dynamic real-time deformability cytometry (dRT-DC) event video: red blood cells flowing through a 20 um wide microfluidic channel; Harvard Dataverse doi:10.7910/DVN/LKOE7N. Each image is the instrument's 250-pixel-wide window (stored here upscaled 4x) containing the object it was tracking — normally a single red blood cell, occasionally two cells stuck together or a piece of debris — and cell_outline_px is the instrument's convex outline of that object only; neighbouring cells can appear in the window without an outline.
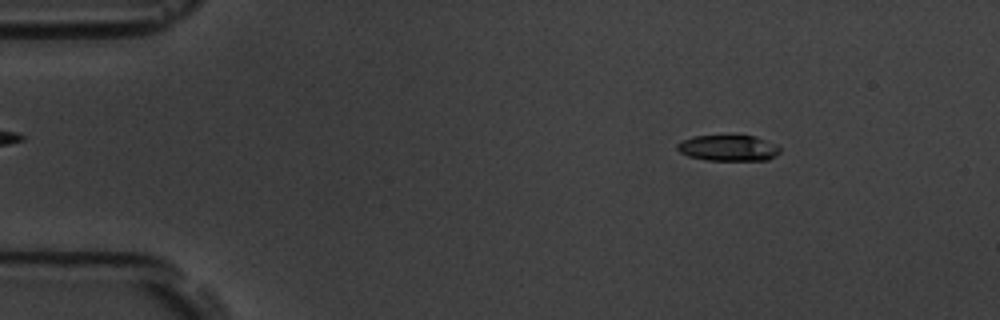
{"species": "common noctule bat (a hibernating species)", "species_latin": "Nyctalus noctula", "temperature_condition": "room temperature", "stored_images_in_passage": 3, "camera_frame_rate_fps": 3000, "um_per_image_px": 0.085, "animal": {"sex": "male", "body_mass_g": 19.5, "forearm_length_mm": 54.6}, "frame": {"image": 1, "passage_image": 1, "time_ms": 0.0, "image_size_px": [1000, 320], "cell_outline_px": [[780, 152], [776, 156], [768, 160], [708, 160], [688, 156], [680, 152], [676, 148], [676, 144], [692, 136], [756, 136], [776, 144], [780, 148]], "centroid_in_image_um": [61.93, 12.58], "position_along_channel_um": 23.1, "area_um2": 15.49}}
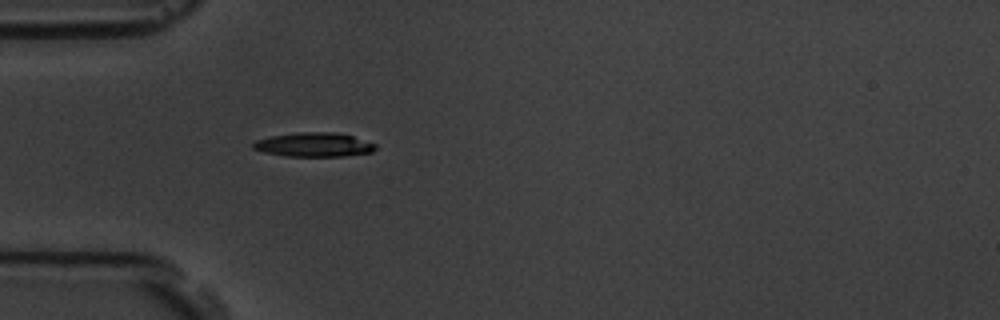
{"frame": {"image": 2, "passage_image": 3, "time_ms": 3.0, "image_size_px": [1000, 320], "cell_outline_px": [[376, 148], [372, 152], [344, 156], [284, 156], [264, 152], [252, 148], [252, 144], [256, 140], [272, 136], [296, 132], [336, 132], [352, 136], [376, 144]], "centroid_in_image_um": [26.67, 12.3], "position_along_channel_um": 58.3, "area_um2": 17.17}}